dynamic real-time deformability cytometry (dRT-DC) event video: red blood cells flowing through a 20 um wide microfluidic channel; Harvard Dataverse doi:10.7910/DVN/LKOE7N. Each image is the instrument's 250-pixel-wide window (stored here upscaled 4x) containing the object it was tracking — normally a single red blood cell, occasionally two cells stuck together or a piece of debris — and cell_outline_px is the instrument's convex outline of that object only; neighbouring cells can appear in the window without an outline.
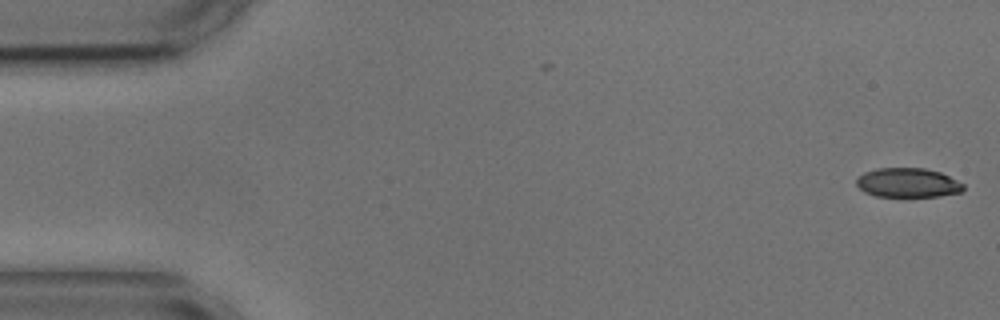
{"species": "common noctule bat (a hibernating species)", "species_latin": "Nyctalus noctula", "temperature_condition": "cold", "stored_images_in_passage": 2, "camera_frame_rate_fps": 3000, "um_per_image_px": 0.085, "animal": {"sex": "male", "body_mass_g": 17.9, "forearm_length_mm": 54.2}, "frame": {"image": 1, "passage_image": 2, "time_ms": 0.333, "image_size_px": [1000, 320], "cell_outline_px": [[964, 188], [960, 192], [940, 196], [876, 196], [864, 192], [856, 184], [856, 180], [864, 172], [876, 168], [924, 168], [940, 172], [964, 184]], "centroid_in_image_um": [77.15, 15.53], "position_along_channel_um": 7.9, "area_um2": 18.15}}